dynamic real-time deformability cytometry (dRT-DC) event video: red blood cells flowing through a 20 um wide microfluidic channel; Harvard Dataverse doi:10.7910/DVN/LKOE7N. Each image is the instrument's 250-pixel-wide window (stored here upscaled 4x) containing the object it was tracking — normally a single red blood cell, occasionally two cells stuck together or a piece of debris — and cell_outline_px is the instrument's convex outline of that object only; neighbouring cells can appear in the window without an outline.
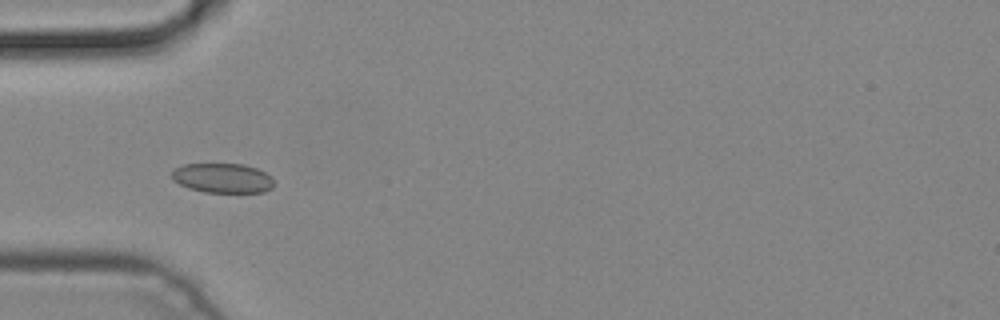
{"species": "common noctule bat (a hibernating species)", "species_latin": "Nyctalus noctula", "temperature_condition": "cold", "stored_images_in_passage": 2, "camera_frame_rate_fps": 3000, "um_per_image_px": 0.085, "animal": {"sex": "male", "body_mass_g": 19.2, "forearm_length_mm": 51.8}, "frame": {"image": 1, "passage_image": 1, "time_ms": 0.0, "image_size_px": [1000, 320], "cell_outline_px": [[272, 188], [264, 192], [204, 192], [188, 188], [172, 180], [172, 172], [176, 168], [184, 164], [244, 164], [256, 168], [272, 176]], "centroid_in_image_um": [18.92, 15.14], "position_along_channel_um": 66.1, "area_um2": 17.57}}
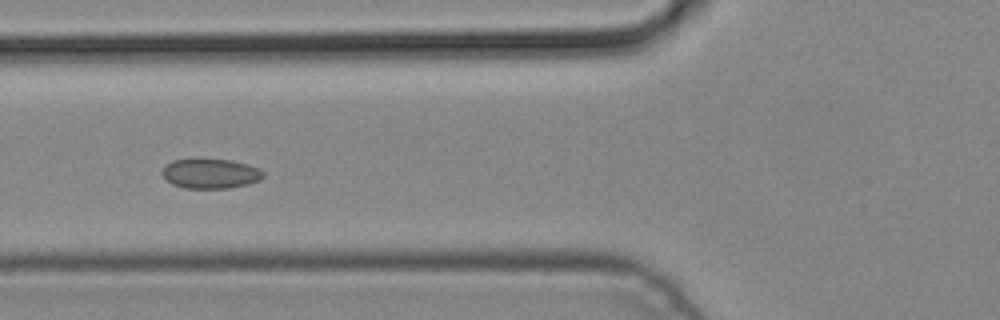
{"frame": {"image": 2, "passage_image": 2, "time_ms": 0.333, "image_size_px": [1000, 320], "cell_outline_px": [[264, 176], [260, 180], [248, 184], [228, 188], [184, 188], [172, 184], [160, 172], [172, 160], [196, 156], [232, 160], [248, 164], [260, 168], [264, 172]], "centroid_in_image_um": [17.89, 14.7], "position_along_channel_um": 107.9, "area_um2": 18.21}}